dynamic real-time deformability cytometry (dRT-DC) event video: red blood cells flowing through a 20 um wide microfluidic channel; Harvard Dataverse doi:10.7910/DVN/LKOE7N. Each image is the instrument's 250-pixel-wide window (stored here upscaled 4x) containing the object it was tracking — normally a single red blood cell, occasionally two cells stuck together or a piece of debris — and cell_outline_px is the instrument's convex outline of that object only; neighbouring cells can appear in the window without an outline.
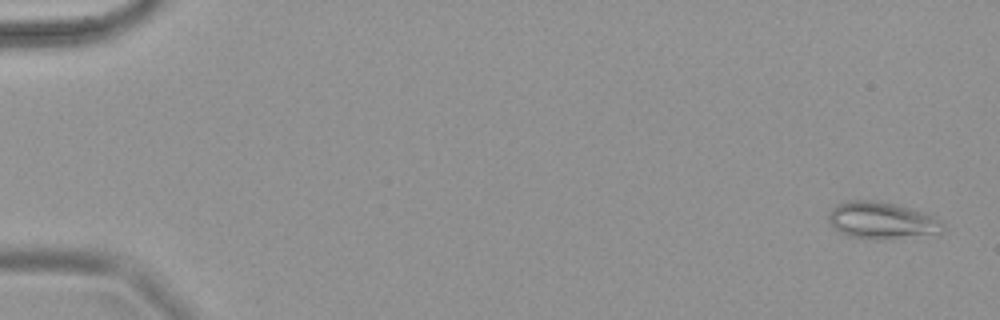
{"species": "common noctule bat (a hibernating species)", "species_latin": "Nyctalus noctula", "temperature_condition": "warm", "stored_images_in_passage": 67, "camera_frame_rate_fps": 3000, "um_per_image_px": 0.085, "animal": {"sex": "female", "body_mass_g": 18.4}, "frame": {"image": 1, "passage_image": 3, "time_ms": 0.667, "image_size_px": [1000, 320], "cell_outline_px": [[944, 228], [940, 236], [848, 236], [840, 232], [828, 220], [828, 216], [832, 208], [836, 204], [848, 200], [872, 200], [896, 204], [912, 208], [924, 212], [940, 220], [944, 224]], "centroid_in_image_um": [75.02, 18.69], "position_along_channel_um": 10.0, "area_um2": 23.99}}
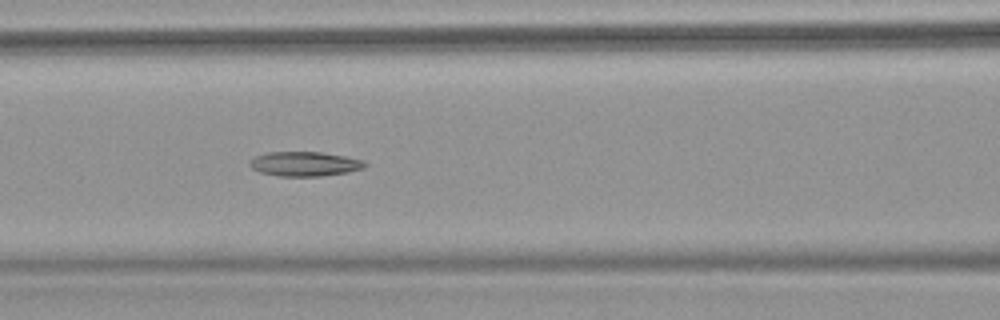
{"frame": {"image": 2, "passage_image": 31, "time_ms": 10.0, "image_size_px": [1000, 320], "cell_outline_px": [[368, 164], [364, 168], [348, 172], [320, 176], [280, 176], [260, 172], [252, 168], [248, 164], [256, 156], [268, 152], [320, 152], [344, 156], [364, 160]], "centroid_in_image_um": [25.93, 13.93], "position_along_channel_um": 140.7, "area_um2": 16.36}}
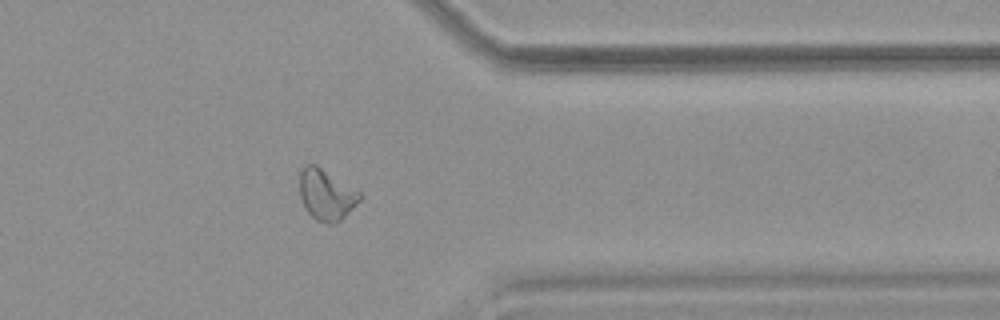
{"frame": {"image": 3, "passage_image": 55, "time_ms": 18.0, "image_size_px": [1000, 320], "cell_outline_px": [[360, 200], [340, 220], [332, 224], [328, 224], [316, 220], [308, 212], [300, 196], [300, 172], [304, 164], [316, 164], [360, 192]], "centroid_in_image_um": [27.71, 16.53], "position_along_channel_um": 383.7, "area_um2": 17.51}}